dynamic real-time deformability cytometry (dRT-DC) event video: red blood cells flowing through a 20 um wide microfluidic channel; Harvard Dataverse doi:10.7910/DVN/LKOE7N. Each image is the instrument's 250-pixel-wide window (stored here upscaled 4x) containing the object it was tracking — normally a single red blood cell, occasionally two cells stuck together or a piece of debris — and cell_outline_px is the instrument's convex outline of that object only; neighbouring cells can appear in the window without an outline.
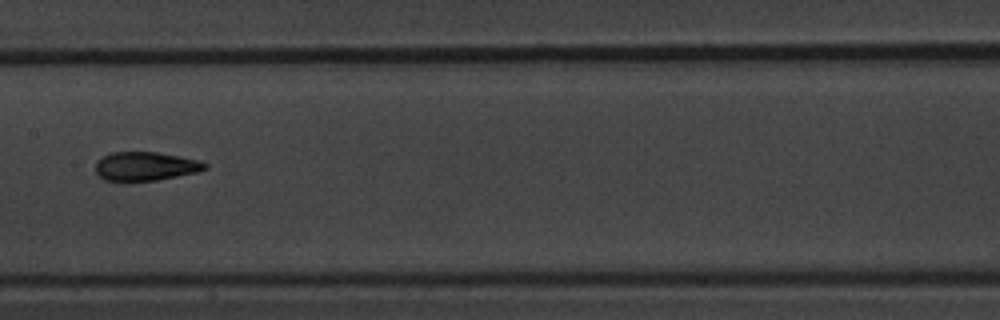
{"species": "common noctule bat (a hibernating species)", "species_latin": "Nyctalus noctula", "temperature_condition": "warm", "stored_images_in_passage": 14, "camera_frame_rate_fps": 3000, "um_per_image_px": 0.085, "animal": {"sex": "male", "body_mass_g": 20.1, "forearm_length_mm": 53.5}, "frame": {"image": 1, "passage_image": 7, "time_ms": 8.0, "image_size_px": [1000, 320], "cell_outline_px": [[208, 168], [196, 172], [156, 180], [104, 180], [96, 172], [96, 164], [104, 156], [112, 152], [156, 152], [180, 156], [200, 160], [208, 164]], "centroid_in_image_um": [12.41, 14.12], "position_along_channel_um": 195.0, "area_um2": 18.03}}
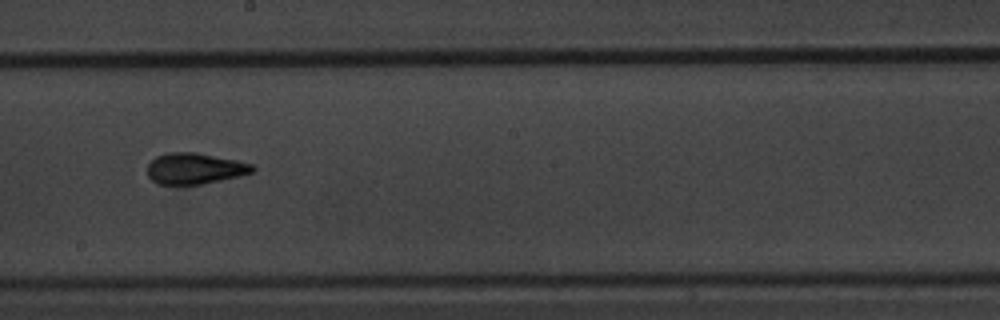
{"frame": {"image": 2, "passage_image": 8, "time_ms": 9.0, "image_size_px": [1000, 320], "cell_outline_px": [[256, 168], [252, 172], [240, 176], [200, 184], [160, 184], [152, 180], [148, 176], [148, 164], [156, 156], [168, 152], [196, 152], [236, 160], [252, 164]], "centroid_in_image_um": [16.55, 14.31], "position_along_channel_um": 231.6, "area_um2": 18.9}, "authors_computed_cell_mechanics": {"area_um2": 18.496, "velocity_mm_per_s": 3.6702, "shape_relaxation_time_tau1_ms": 2.2639, "shape_relaxation_time_tau2_ms": null, "deformation_change_tau1": 0.1177, "deformation_change_tau2": null}}